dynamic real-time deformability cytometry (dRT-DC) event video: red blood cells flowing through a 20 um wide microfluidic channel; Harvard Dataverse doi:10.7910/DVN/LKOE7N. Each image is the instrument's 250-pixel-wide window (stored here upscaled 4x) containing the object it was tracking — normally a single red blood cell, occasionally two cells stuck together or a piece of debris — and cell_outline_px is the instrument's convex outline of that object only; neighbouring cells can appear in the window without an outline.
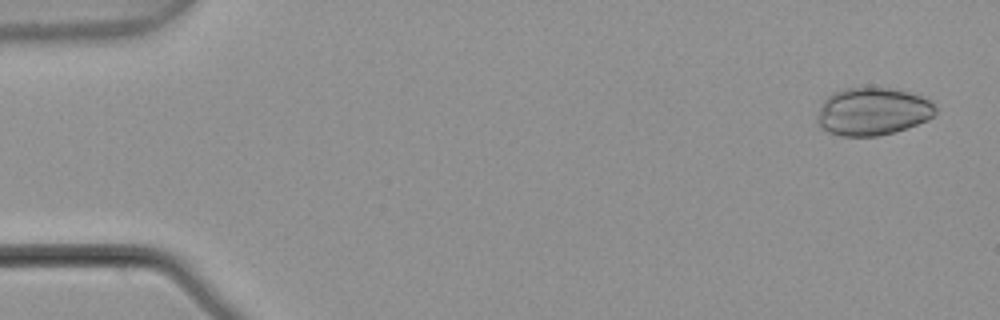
{"species": "common noctule bat (a hibernating species)", "species_latin": "Nyctalus noctula", "temperature_condition": "warm", "stored_images_in_passage": 7, "camera_frame_rate_fps": 3000, "um_per_image_px": 0.085, "animal": {"sex": "male", "body_mass_g": 21.5, "forearm_length_mm": 52.0}, "frame": {"image": 1, "passage_image": 1, "time_ms": 0.0, "image_size_px": [1000, 320], "cell_outline_px": [[936, 112], [928, 120], [908, 128], [896, 132], [876, 136], [840, 136], [828, 132], [820, 128], [816, 120], [820, 104], [832, 92], [844, 88], [888, 88], [908, 92], [932, 100], [936, 108]], "centroid_in_image_um": [74.16, 9.49], "position_along_channel_um": 10.8, "area_um2": 33.18}}
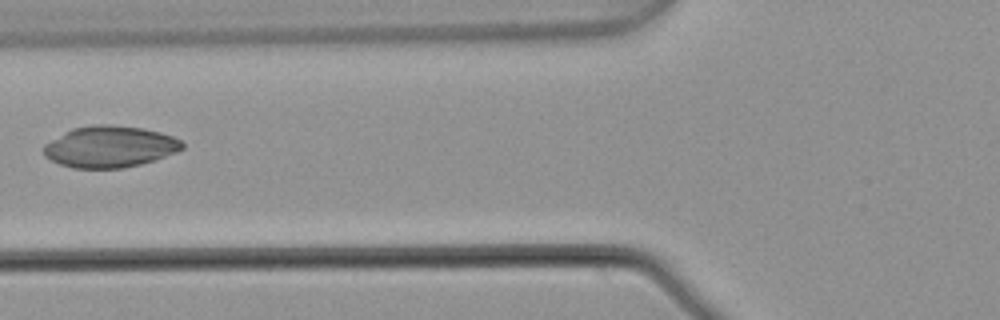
{"frame": {"image": 2, "passage_image": 6, "time_ms": 1.667, "image_size_px": [1000, 320], "cell_outline_px": [[184, 148], [176, 152], [140, 164], [120, 168], [72, 168], [60, 164], [44, 156], [44, 144], [64, 132], [72, 128], [96, 124], [108, 124], [144, 128], [160, 132], [172, 136], [180, 140], [184, 144]], "centroid_in_image_um": [9.32, 12.46], "position_along_channel_um": 116.5, "area_um2": 33.35}}
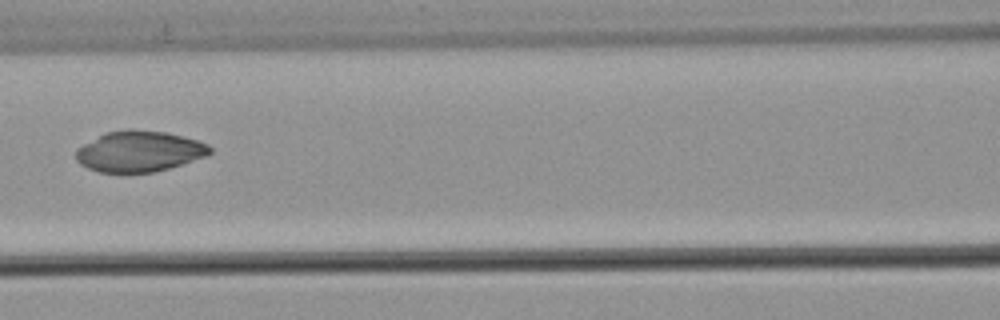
{"frame": {"image": 3, "passage_image": 7, "time_ms": 2.0, "image_size_px": [1000, 320], "cell_outline_px": [[212, 152], [208, 156], [168, 168], [152, 172], [100, 172], [88, 168], [80, 164], [76, 160], [76, 148], [104, 132], [128, 128], [132, 128], [164, 132], [184, 136], [208, 144], [212, 148]], "centroid_in_image_um": [11.83, 12.84], "position_along_channel_um": 154.8, "area_um2": 32.08}}